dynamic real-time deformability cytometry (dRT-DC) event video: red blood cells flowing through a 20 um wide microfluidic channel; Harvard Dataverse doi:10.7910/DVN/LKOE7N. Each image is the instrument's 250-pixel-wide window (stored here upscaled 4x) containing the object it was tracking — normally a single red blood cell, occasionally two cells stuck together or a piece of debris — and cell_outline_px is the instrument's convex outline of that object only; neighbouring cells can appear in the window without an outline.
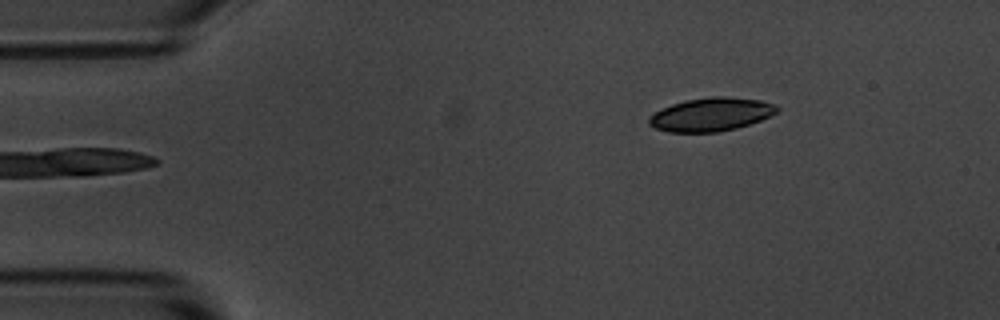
{"species": "common noctule bat (a hibernating species)", "species_latin": "Nyctalus noctula", "temperature_condition": "room temperature", "stored_images_in_passage": 5, "camera_frame_rate_fps": 3000, "um_per_image_px": 0.085, "animal": {"sex": "male", "body_mass_g": 20.1, "forearm_length_mm": 53.5}, "frame": {"image": 1, "passage_image": 5, "time_ms": 5.333, "image_size_px": [1000, 320], "cell_outline_px": [[780, 108], [776, 112], [760, 120], [736, 128], [716, 132], [668, 132], [656, 128], [648, 124], [648, 116], [672, 104], [688, 100], [712, 96], [728, 96], [760, 100], [776, 104]], "centroid_in_image_um": [60.44, 9.72], "position_along_channel_um": 24.6, "area_um2": 24.74}}